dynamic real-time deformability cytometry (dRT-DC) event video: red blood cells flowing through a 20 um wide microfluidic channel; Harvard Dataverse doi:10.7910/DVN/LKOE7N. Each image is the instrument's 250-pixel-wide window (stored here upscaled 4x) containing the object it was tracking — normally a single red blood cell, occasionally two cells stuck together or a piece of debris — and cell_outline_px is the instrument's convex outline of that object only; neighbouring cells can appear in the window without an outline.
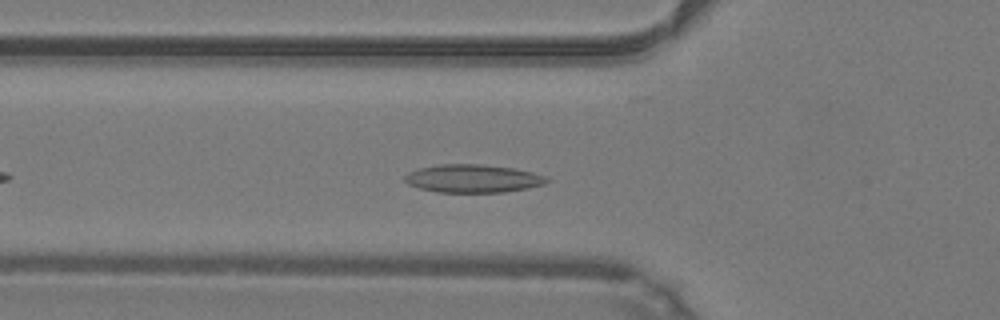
{"species": "common noctule bat (a hibernating species)", "species_latin": "Nyctalus noctula", "temperature_condition": "warm", "stored_images_in_passage": 32, "camera_frame_rate_fps": 3000, "um_per_image_px": 0.085, "animal": {"sex": "male", "body_mass_g": 19.2, "forearm_length_mm": 51.8}, "frame": {"image": 1, "passage_image": 3, "time_ms": 0.667, "image_size_px": [1000, 320], "cell_outline_px": [[548, 180], [544, 184], [528, 188], [504, 192], [436, 192], [420, 188], [408, 184], [404, 180], [404, 176], [408, 172], [420, 168], [440, 164], [480, 164], [516, 168], [532, 172], [544, 176]], "centroid_in_image_um": [40.18, 15.17], "position_along_channel_um": 85.6, "area_um2": 23.18}}
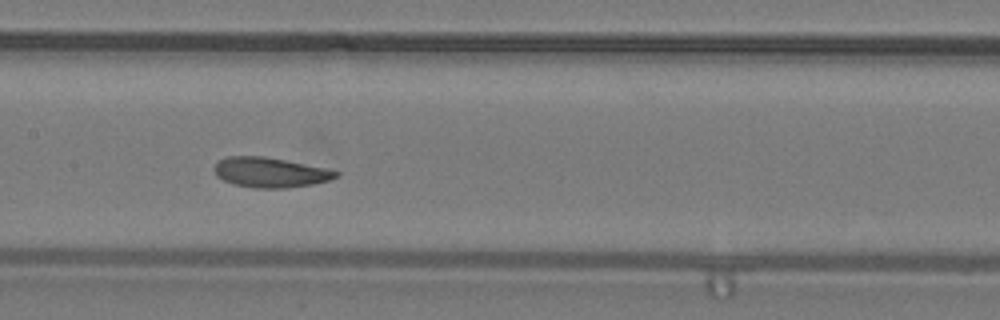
{"frame": {"image": 2, "passage_image": 10, "time_ms": 3.0, "image_size_px": [1000, 320], "cell_outline_px": [[340, 176], [328, 180], [312, 184], [288, 188], [256, 188], [232, 184], [216, 176], [212, 168], [220, 160], [228, 156], [264, 156], [324, 168], [340, 172]], "centroid_in_image_um": [22.93, 14.66], "position_along_channel_um": 184.5, "area_um2": 21.15}}
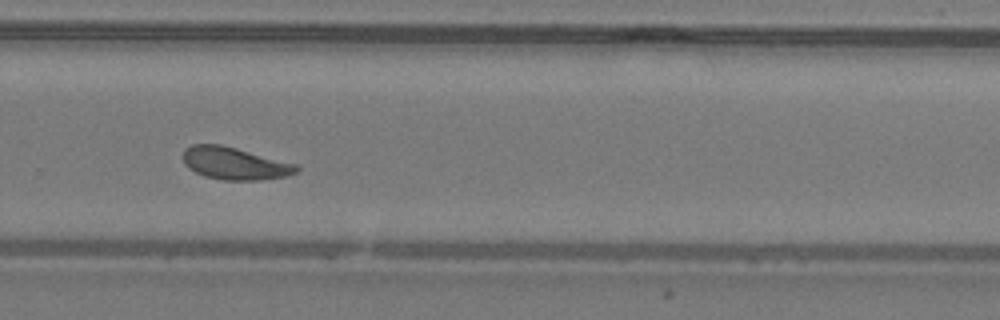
{"frame": {"image": 3, "passage_image": 19, "time_ms": 6.0, "image_size_px": [1000, 320], "cell_outline_px": [[300, 168], [296, 172], [288, 176], [260, 180], [224, 180], [204, 176], [188, 168], [184, 164], [180, 156], [184, 148], [192, 144], [220, 144], [236, 148], [296, 164]], "centroid_in_image_um": [19.89, 13.88], "position_along_channel_um": 309.9, "area_um2": 21.56}}